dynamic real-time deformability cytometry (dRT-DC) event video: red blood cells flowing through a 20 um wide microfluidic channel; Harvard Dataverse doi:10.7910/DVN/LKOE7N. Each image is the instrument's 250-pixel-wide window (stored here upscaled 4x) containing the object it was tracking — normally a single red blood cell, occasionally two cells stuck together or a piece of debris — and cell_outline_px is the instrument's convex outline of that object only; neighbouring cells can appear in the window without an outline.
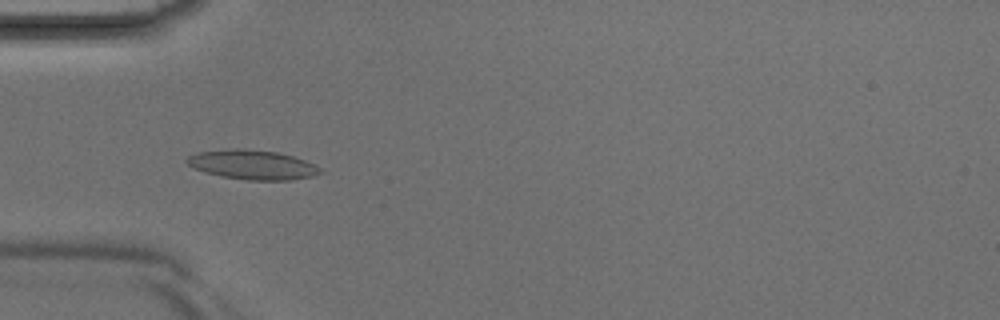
{"species": "Egyptian fruit bat (a non-hibernating species)", "species_latin": "Rousettus aegyptiacus", "temperature_condition": "room temperature", "stored_images_in_passage": 4, "camera_frame_rate_fps": 3000, "um_per_image_px": 0.085, "animal": {"sex": "male"}, "frame": {"image": 1, "passage_image": 4, "time_ms": 1.0, "image_size_px": [1000, 320], "cell_outline_px": [[324, 172], [312, 176], [292, 180], [248, 180], [220, 176], [196, 168], [188, 164], [184, 160], [188, 156], [200, 152], [236, 148], [276, 152], [292, 156], [304, 160], [320, 168]], "centroid_in_image_um": [21.48, 14.01], "position_along_channel_um": 63.5, "area_um2": 22.48}}